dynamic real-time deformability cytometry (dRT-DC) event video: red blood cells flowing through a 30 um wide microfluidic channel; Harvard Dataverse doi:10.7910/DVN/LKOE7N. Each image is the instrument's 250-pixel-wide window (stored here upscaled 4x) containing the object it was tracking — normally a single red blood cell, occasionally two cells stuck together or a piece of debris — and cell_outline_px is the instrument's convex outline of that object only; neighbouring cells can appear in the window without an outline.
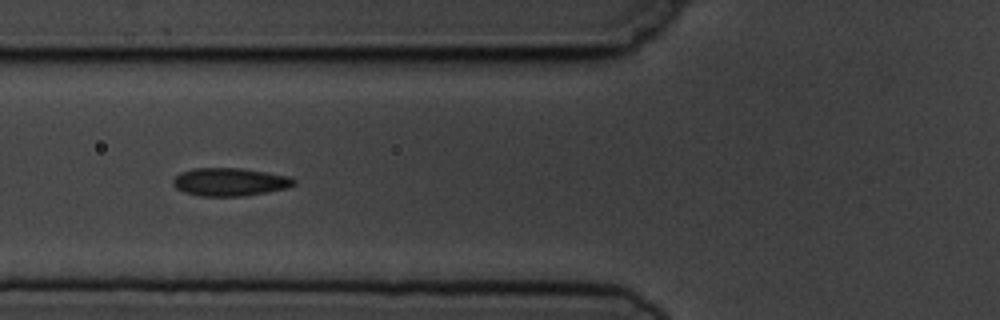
{"species": "common noctule bat (a hibernating species)", "species_latin": "Nyctalus noctula", "temperature_condition": "cold", "stored_images_in_passage": 9, "camera_frame_rate_fps": 3000, "um_per_image_px": 0.085, "animal": {"sex": "male", "body_mass_g": 19.5, "forearm_length_mm": 54.6}, "frame": {"image": 1, "passage_image": 6, "time_ms": 6.0, "image_size_px": [1000, 320], "cell_outline_px": [[296, 184], [288, 188], [268, 192], [244, 196], [200, 196], [184, 192], [176, 188], [172, 184], [172, 180], [180, 172], [192, 168], [240, 168], [288, 176], [296, 180]], "centroid_in_image_um": [19.52, 15.47], "position_along_channel_um": 106.3, "area_um2": 19.83}}
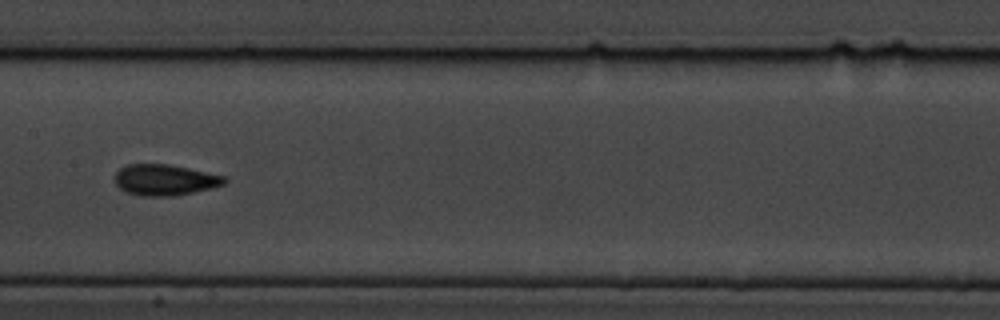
{"frame": {"image": 2, "passage_image": 8, "time_ms": 8.333, "image_size_px": [1000, 320], "cell_outline_px": [[228, 180], [224, 184], [212, 188], [176, 196], [140, 196], [124, 192], [116, 184], [116, 172], [120, 168], [128, 164], [168, 164], [188, 168], [224, 176]], "centroid_in_image_um": [14.0, 15.3], "position_along_channel_um": 193.4, "area_um2": 19.83}}
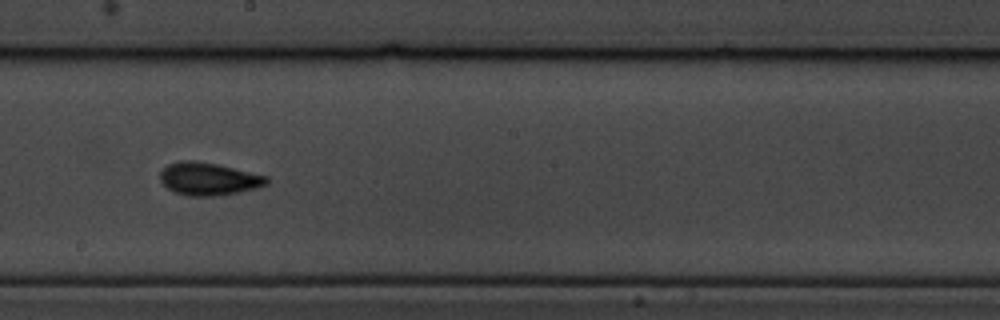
{"frame": {"image": 3, "passage_image": 9, "time_ms": 9.333, "image_size_px": [1000, 320], "cell_outline_px": [[268, 184], [256, 188], [216, 196], [188, 196], [176, 192], [168, 188], [160, 180], [160, 172], [168, 164], [180, 160], [196, 160], [216, 164], [268, 176]], "centroid_in_image_um": [17.72, 15.2], "position_along_channel_um": 230.5, "area_um2": 20.17}}